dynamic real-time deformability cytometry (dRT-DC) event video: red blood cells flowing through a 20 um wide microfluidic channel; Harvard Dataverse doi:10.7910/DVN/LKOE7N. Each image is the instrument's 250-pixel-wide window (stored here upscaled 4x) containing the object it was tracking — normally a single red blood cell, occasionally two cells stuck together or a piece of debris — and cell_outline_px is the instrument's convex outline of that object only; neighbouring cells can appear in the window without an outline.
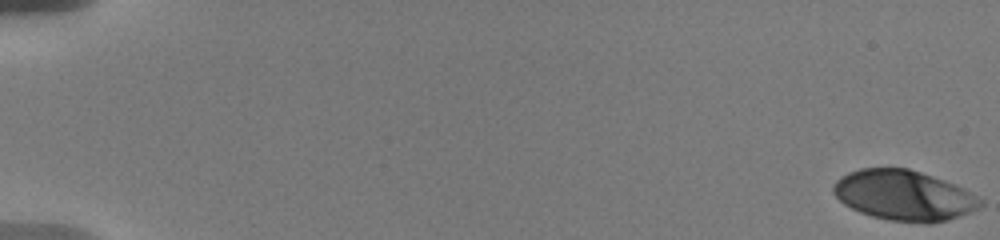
{"species": "human", "species_latin": "Homo sapiens", "temperature_condition": "warm", "stored_images_in_passage": 71, "camera_frame_rate_fps": 3000, "um_per_image_px": 0.085, "donor": {"sex": "male"}, "frame": {"image": 1, "passage_image": 1, "time_ms": 0.0, "image_size_px": [1000, 240], "cell_outline_px": [[984, 204], [980, 208], [972, 212], [948, 220], [928, 224], [924, 224], [888, 220], [872, 216], [860, 212], [844, 204], [832, 192], [832, 184], [840, 176], [848, 172], [860, 168], [908, 168], [944, 180], [984, 200]], "centroid_in_image_um": [76.82, 16.62], "position_along_channel_um": 8.2, "area_um2": 43.18}}
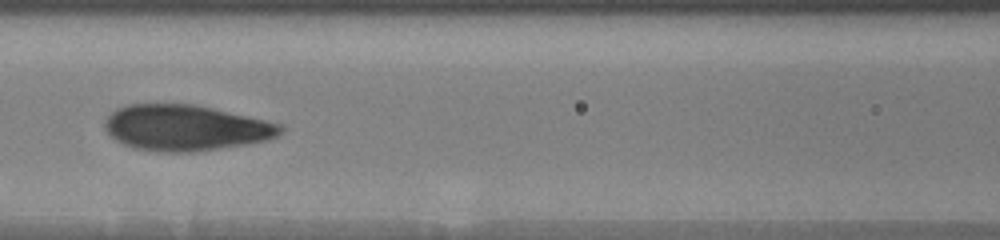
{"frame": {"image": 2, "passage_image": 35, "time_ms": 9.0, "image_size_px": [1000, 240], "cell_outline_px": [[284, 132], [268, 140], [248, 144], [192, 152], [164, 152], [136, 148], [124, 144], [116, 140], [104, 128], [104, 120], [116, 108], [128, 104], [196, 104], [284, 124]], "centroid_in_image_um": [15.81, 10.85], "position_along_channel_um": 150.8, "area_um2": 47.05}}
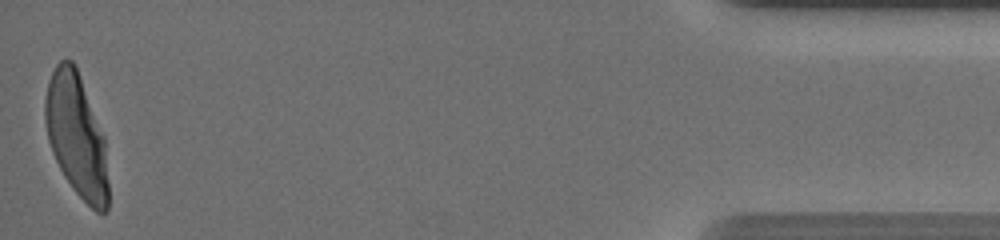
{"frame": {"image": 3, "passage_image": 70, "time_ms": 18.667, "image_size_px": [1000, 240], "cell_outline_px": [[108, 208], [104, 212], [96, 212], [72, 188], [64, 176], [52, 152], [48, 140], [44, 120], [44, 100], [48, 80], [56, 64], [60, 60], [72, 60], [76, 64], [104, 136], [108, 184]], "centroid_in_image_um": [6.48, 11.49], "position_along_channel_um": 428.7, "area_um2": 45.32}, "authors_computed_cell_mechanics": {"area_um2": 44.2748, "velocity_mm_per_s": 3.651, "shape_relaxation_time_tau1_ms": 5.0774, "shape_relaxation_time_tau2_ms": null, "deformation_change_tau1": 0.233, "deformation_change_tau2": null}}